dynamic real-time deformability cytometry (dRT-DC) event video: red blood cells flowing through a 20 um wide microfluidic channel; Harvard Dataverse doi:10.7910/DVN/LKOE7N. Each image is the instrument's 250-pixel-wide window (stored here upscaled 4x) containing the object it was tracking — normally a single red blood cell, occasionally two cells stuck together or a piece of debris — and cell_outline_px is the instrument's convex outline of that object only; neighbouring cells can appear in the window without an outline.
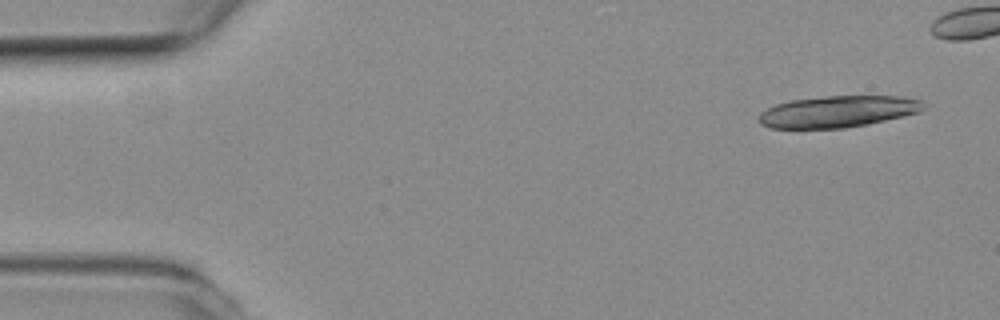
{"species": "common noctule bat (a hibernating species)", "species_latin": "Nyctalus noctula", "temperature_condition": "room temperature", "stored_images_in_passage": 15, "camera_frame_rate_fps": 3000, "um_per_image_px": 0.085, "animal": {"sex": "female", "body_mass_g": 19.3, "forearm_length_mm": 54.1}, "frame": {"image": 1, "passage_image": 1, "time_ms": 0.0, "image_size_px": [1000, 320], "cell_outline_px": [[924, 108], [920, 112], [904, 116], [868, 124], [844, 128], [772, 128], [760, 124], [760, 112], [776, 104], [788, 100], [824, 96], [904, 96], [920, 100], [924, 104]], "centroid_in_image_um": [71.24, 9.47], "position_along_channel_um": 13.8, "area_um2": 30.35}}
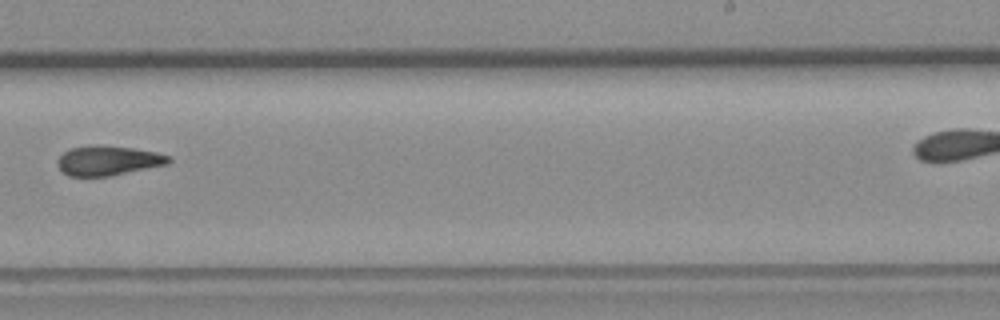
{"frame": {"image": 2, "passage_image": 9, "time_ms": 2.667, "image_size_px": [1000, 320], "cell_outline_px": [[172, 160], [168, 164], [112, 176], [68, 176], [60, 168], [56, 160], [64, 152], [72, 148], [132, 148], [156, 152], [168, 156]], "centroid_in_image_um": [9.23, 13.71], "position_along_channel_um": 279.8, "area_um2": 18.32}}
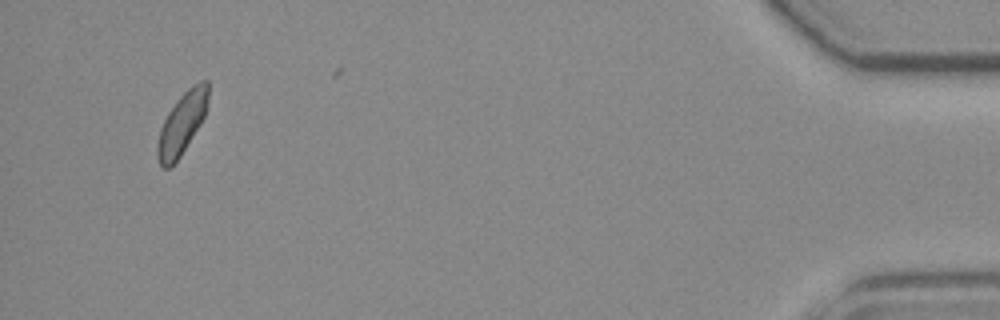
{"frame": {"image": 3, "passage_image": 15, "time_ms": 4.667, "image_size_px": [1000, 320], "cell_outline_px": [[208, 100], [204, 116], [200, 124], [180, 156], [168, 168], [164, 168], [160, 164], [156, 156], [156, 148], [160, 128], [168, 112], [180, 96], [192, 84], [200, 80], [208, 80]], "centroid_in_image_um": [15.46, 10.47], "position_along_channel_um": 419.7, "area_um2": 18.03}}